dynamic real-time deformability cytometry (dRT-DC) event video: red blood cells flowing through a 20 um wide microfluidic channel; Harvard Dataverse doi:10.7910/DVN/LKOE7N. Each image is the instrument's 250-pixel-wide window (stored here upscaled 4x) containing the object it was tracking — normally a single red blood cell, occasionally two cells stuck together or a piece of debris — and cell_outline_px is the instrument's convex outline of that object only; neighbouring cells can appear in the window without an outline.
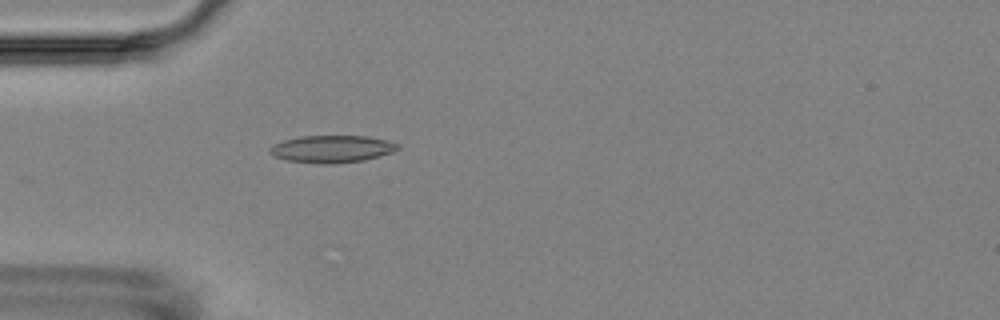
{"species": "Egyptian fruit bat (a non-hibernating species)", "species_latin": "Rousettus aegyptiacus", "temperature_condition": "room temperature", "stored_images_in_passage": 5, "camera_frame_rate_fps": 3000, "um_per_image_px": 0.085, "animal": {"sex": "female"}, "frame": {"image": 1, "passage_image": 5, "time_ms": 4.667, "image_size_px": [1000, 320], "cell_outline_px": [[400, 148], [392, 152], [364, 160], [336, 164], [320, 164], [284, 160], [272, 156], [268, 152], [268, 148], [272, 144], [284, 140], [300, 136], [368, 136], [388, 140], [400, 144]], "centroid_in_image_um": [28.17, 12.66], "position_along_channel_um": 56.8, "area_um2": 20.69}}